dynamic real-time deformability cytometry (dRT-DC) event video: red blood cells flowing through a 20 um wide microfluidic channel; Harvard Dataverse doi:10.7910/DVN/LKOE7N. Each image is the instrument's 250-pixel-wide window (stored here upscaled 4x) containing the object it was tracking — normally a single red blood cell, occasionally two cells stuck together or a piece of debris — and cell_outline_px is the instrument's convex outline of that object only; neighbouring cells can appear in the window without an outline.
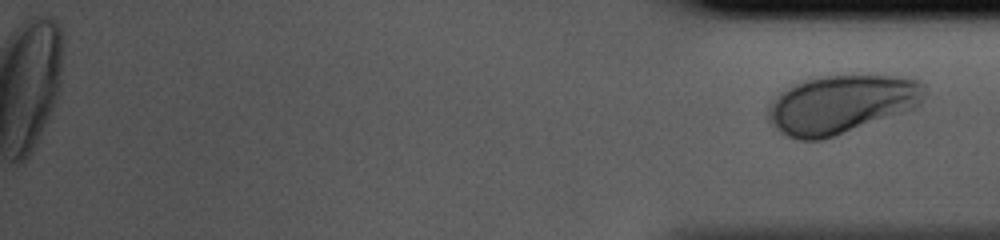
{"species": "human", "species_latin": "Homo sapiens", "temperature_condition": "cold", "stored_images_in_passage": 34, "segment_of_instrument_passage": [2, 2], "camera_frame_rate_fps": 3000, "um_per_image_px": 0.085, "donor": {"sex": "male"}, "frame": {"image": 1, "passage_image": 34, "time_ms": 11.0, "image_size_px": [1000, 240], "cell_outline_px": [[924, 92], [920, 104], [916, 108], [824, 140], [800, 140], [788, 136], [780, 132], [768, 120], [768, 104], [788, 88], [804, 80], [824, 76], [900, 76], [920, 80], [924, 84]], "centroid_in_image_um": [71.53, 8.88], "position_along_channel_um": 363.7, "area_um2": 53.0}}